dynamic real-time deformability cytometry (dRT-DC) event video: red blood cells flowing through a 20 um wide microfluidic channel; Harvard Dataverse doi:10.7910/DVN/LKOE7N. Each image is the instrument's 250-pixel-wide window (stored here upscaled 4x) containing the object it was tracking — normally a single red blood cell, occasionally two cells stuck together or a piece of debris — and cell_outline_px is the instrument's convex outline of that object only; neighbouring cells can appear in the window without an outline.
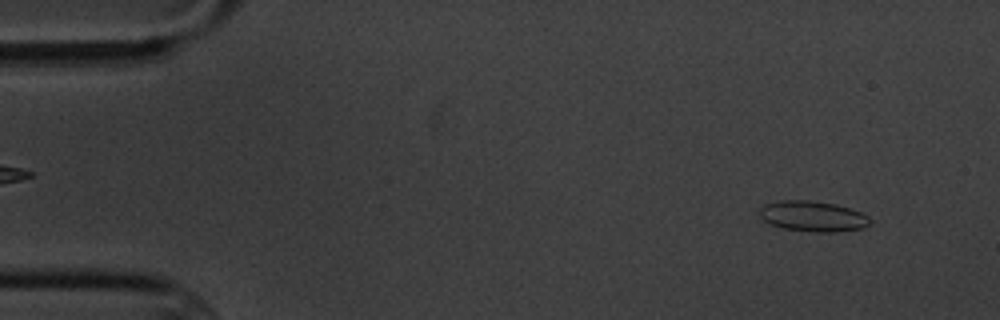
{"species": "common noctule bat (a hibernating species)", "species_latin": "Nyctalus noctula", "temperature_condition": "cold", "stored_images_in_passage": 4, "camera_frame_rate_fps": 3000, "um_per_image_px": 0.085, "animal": {"sex": "male", "body_mass_g": 20.1, "forearm_length_mm": 53.5}, "frame": {"image": 1, "passage_image": 1, "time_ms": 0.0, "image_size_px": [1000, 320], "cell_outline_px": [[872, 220], [864, 228], [836, 232], [816, 232], [784, 228], [772, 224], [764, 220], [760, 216], [760, 208], [764, 204], [780, 200], [808, 200], [836, 204], [860, 212], [868, 216]], "centroid_in_image_um": [69.1, 18.38], "position_along_channel_um": 15.9, "area_um2": 19.54}}